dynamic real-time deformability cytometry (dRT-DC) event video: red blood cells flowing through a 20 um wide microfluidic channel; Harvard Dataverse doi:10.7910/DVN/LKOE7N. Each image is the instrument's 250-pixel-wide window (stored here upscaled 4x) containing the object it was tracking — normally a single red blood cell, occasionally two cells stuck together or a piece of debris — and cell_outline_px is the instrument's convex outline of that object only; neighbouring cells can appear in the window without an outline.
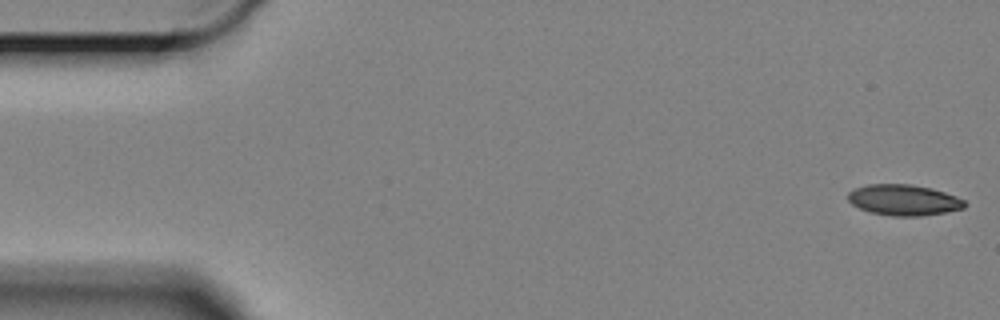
{"species": "Egyptian fruit bat (a non-hibernating species)", "species_latin": "Rousettus aegyptiacus", "temperature_condition": "cold", "stored_images_in_passage": 59, "camera_frame_rate_fps": 3000, "um_per_image_px": 0.085, "animal": {"sex": "female"}, "frame": {"image": 1, "passage_image": 1, "time_ms": 0.0, "image_size_px": [1000, 320], "cell_outline_px": [[968, 204], [964, 208], [944, 212], [920, 216], [892, 216], [872, 212], [860, 208], [852, 204], [848, 200], [848, 192], [852, 188], [868, 184], [908, 184], [932, 188], [956, 196], [964, 200]], "centroid_in_image_um": [76.81, 16.99], "position_along_channel_um": 8.2, "area_um2": 20.98}}
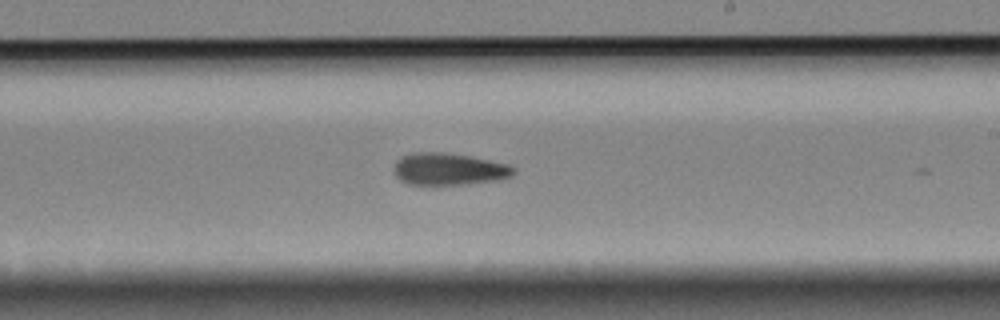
{"frame": {"image": 2, "passage_image": 34, "time_ms": 11.0, "image_size_px": [1000, 320], "cell_outline_px": [[516, 172], [512, 176], [500, 180], [468, 184], [408, 184], [400, 180], [396, 176], [396, 160], [412, 152], [444, 152], [468, 156], [508, 164], [516, 168]], "centroid_in_image_um": [38.2, 14.38], "position_along_channel_um": 250.8, "area_um2": 22.25}}
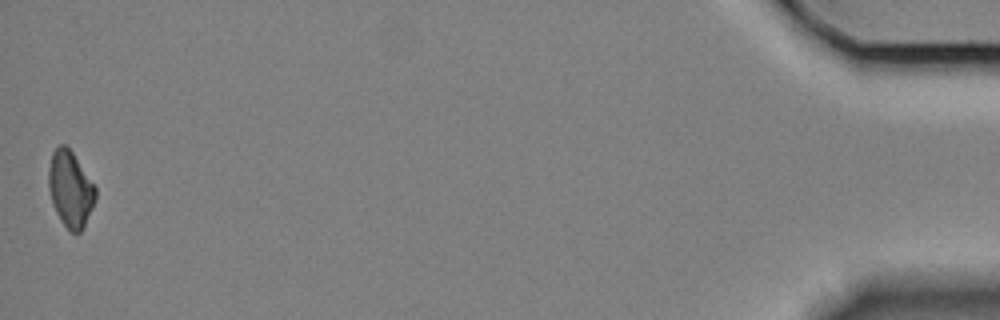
{"frame": {"image": 3, "passage_image": 59, "time_ms": 19.333, "image_size_px": [1000, 320], "cell_outline_px": [[96, 200], [84, 228], [80, 232], [72, 232], [60, 220], [52, 204], [48, 188], [48, 168], [52, 152], [60, 144], [64, 144], [72, 152], [96, 188]], "centroid_in_image_um": [5.97, 16.08], "position_along_channel_um": 429.2, "area_um2": 20.75}, "authors_computed_cell_mechanics": {"area_um2": 21.7328, "velocity_mm_per_s": 3.2912, "shape_relaxation_time_tau1_ms": null, "shape_relaxation_time_tau2_ms": 9.2219, "deformation_change_tau1": null, "deformation_change_tau2": 0.1669}}